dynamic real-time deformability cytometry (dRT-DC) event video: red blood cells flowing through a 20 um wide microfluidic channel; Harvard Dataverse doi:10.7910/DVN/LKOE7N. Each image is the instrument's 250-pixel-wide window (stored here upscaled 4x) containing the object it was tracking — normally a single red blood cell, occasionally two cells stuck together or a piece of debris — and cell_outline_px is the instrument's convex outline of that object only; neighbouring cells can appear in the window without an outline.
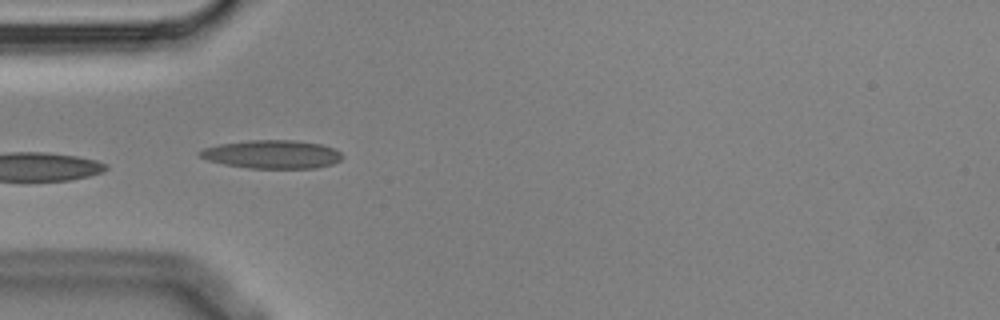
{"species": "Egyptian fruit bat (a non-hibernating species)", "species_latin": "Rousettus aegyptiacus", "temperature_condition": "cold", "stored_images_in_passage": 9, "camera_frame_rate_fps": 3000, "um_per_image_px": 0.085, "animal": {"sex": "male"}, "frame": {"image": 1, "passage_image": 6, "time_ms": 1.667, "image_size_px": [1000, 320], "cell_outline_px": [[344, 156], [340, 160], [332, 164], [316, 168], [248, 168], [224, 164], [208, 160], [200, 156], [196, 152], [204, 148], [220, 144], [248, 140], [292, 140], [320, 144], [332, 148], [340, 152]], "centroid_in_image_um": [23.12, 13.12], "position_along_channel_um": 61.9, "area_um2": 23.47}}
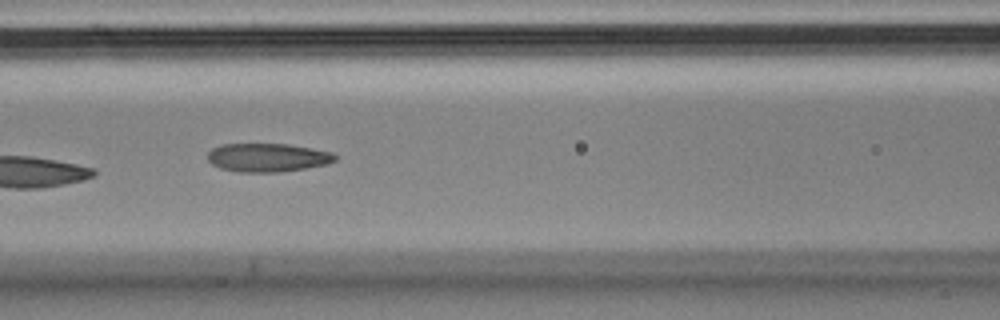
{"frame": {"image": 2, "passage_image": 8, "time_ms": 2.333, "image_size_px": [1000, 320], "cell_outline_px": [[336, 160], [328, 164], [280, 172], [240, 172], [220, 168], [212, 164], [208, 160], [208, 152], [212, 148], [220, 144], [288, 144], [312, 148], [332, 152], [336, 156]], "centroid_in_image_um": [22.74, 13.39], "position_along_channel_um": 143.9, "area_um2": 21.21}}